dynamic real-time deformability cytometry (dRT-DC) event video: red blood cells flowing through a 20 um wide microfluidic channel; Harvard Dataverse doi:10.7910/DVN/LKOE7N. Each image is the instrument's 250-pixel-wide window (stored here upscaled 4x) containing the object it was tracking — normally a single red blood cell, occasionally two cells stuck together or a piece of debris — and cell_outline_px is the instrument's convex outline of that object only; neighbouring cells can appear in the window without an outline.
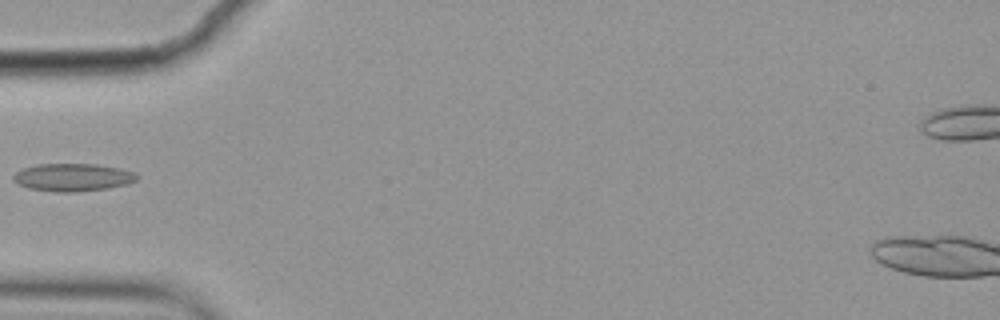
{"species": "common noctule bat (a hibernating species)", "species_latin": "Nyctalus noctula", "temperature_condition": "cold", "stored_images_in_passage": 4, "camera_frame_rate_fps": 3000, "um_per_image_px": 0.085, "animal": {"sex": "female", "body_mass_g": 19.9}, "frame": {"image": 1, "passage_image": 4, "time_ms": 1.0, "image_size_px": [1000, 320], "cell_outline_px": [[140, 176], [136, 180], [128, 184], [108, 188], [76, 192], [56, 192], [28, 188], [12, 180], [12, 176], [16, 172], [24, 168], [36, 164], [96, 164], [120, 168], [136, 172]], "centroid_in_image_um": [6.22, 15.07], "position_along_channel_um": 78.8, "area_um2": 20.11}}